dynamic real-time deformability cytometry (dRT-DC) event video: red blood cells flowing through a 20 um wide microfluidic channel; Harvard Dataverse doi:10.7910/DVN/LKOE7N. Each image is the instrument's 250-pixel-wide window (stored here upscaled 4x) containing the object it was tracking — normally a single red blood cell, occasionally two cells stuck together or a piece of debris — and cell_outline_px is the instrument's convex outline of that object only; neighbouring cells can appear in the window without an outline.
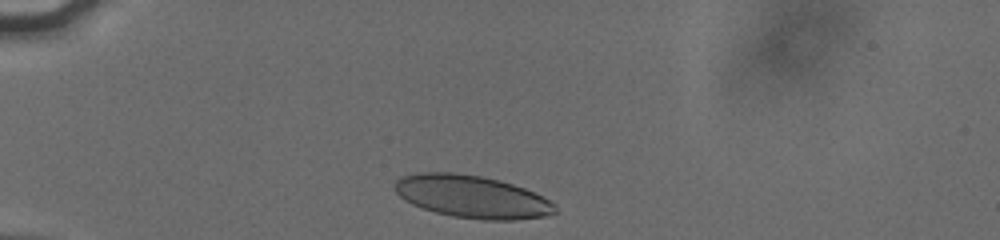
{"species": "human", "species_latin": "Homo sapiens", "temperature_condition": "cold", "stored_images_in_passage": 33, "camera_frame_rate_fps": 3000, "um_per_image_px": 0.085, "donor": {"sex": "male"}, "frame": {"image": 1, "passage_image": 2, "time_ms": 0.333, "image_size_px": [1000, 240], "cell_outline_px": [[556, 212], [548, 216], [516, 220], [484, 220], [452, 216], [436, 212], [412, 204], [404, 200], [392, 188], [396, 180], [400, 176], [420, 172], [456, 172], [480, 176], [500, 180], [524, 188], [556, 204]], "centroid_in_image_um": [40.09, 16.71], "position_along_channel_um": 44.9, "area_um2": 39.88}}
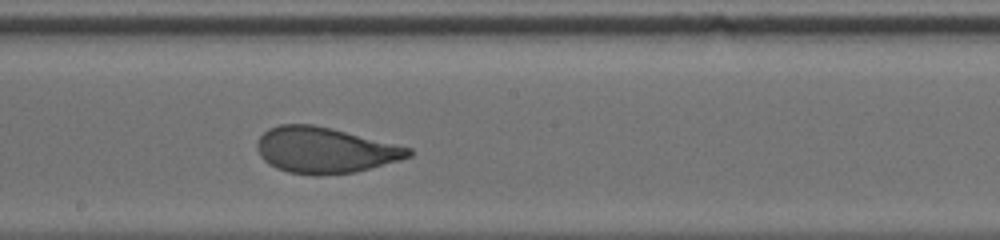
{"frame": {"image": 2, "passage_image": 19, "time_ms": 6.0, "image_size_px": [1000, 240], "cell_outline_px": [[412, 156], [400, 160], [356, 172], [288, 172], [276, 168], [268, 164], [260, 156], [256, 148], [256, 144], [260, 136], [268, 128], [280, 124], [312, 124], [332, 128], [412, 148]], "centroid_in_image_um": [27.61, 12.72], "position_along_channel_um": 220.6, "area_um2": 39.71}}
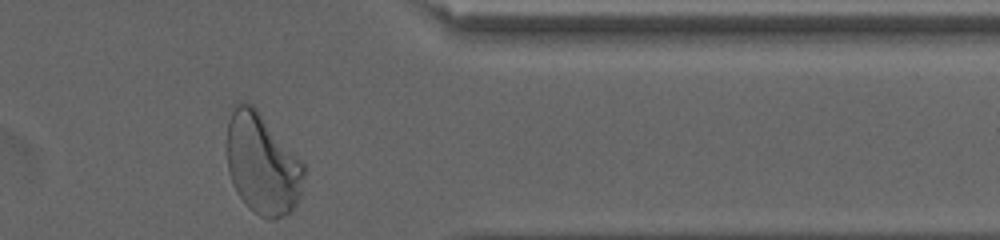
{"frame": {"image": 3, "passage_image": 33, "time_ms": 10.667, "image_size_px": [1000, 240], "cell_outline_px": [[304, 176], [300, 196], [296, 204], [284, 216], [276, 220], [268, 220], [260, 216], [248, 208], [244, 204], [236, 192], [232, 184], [228, 172], [228, 120], [236, 104], [252, 104], [256, 108], [304, 164]], "centroid_in_image_um": [22.29, 14.0], "position_along_channel_um": 389.1, "area_um2": 44.91}, "authors_computed_cell_mechanics": {"area_um2": 40.3444, "velocity_mm_per_s": 3.8037, "shape_relaxation_time_tau1_ms": 4.1342, "shape_relaxation_time_tau2_ms": null, "deformation_change_tau1": 0.1774, "deformation_change_tau2": null}}